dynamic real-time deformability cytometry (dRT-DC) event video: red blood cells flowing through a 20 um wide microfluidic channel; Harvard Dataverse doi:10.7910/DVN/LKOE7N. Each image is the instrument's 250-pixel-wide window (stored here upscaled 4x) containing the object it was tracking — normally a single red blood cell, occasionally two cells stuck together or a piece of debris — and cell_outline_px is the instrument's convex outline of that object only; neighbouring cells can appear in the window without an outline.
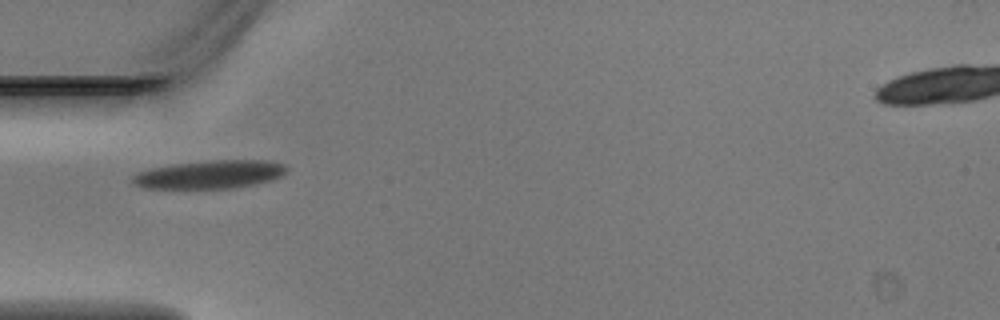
{"species": "Egyptian fruit bat (a non-hibernating species)", "species_latin": "Rousettus aegyptiacus", "temperature_condition": "warm", "stored_images_in_passage": 4, "camera_frame_rate_fps": 3000, "um_per_image_px": 0.085, "animal": {"sex": "male"}, "frame": {"image": 1, "passage_image": 4, "time_ms": 1.0, "image_size_px": [1000, 320], "cell_outline_px": [[288, 168], [280, 176], [272, 180], [256, 184], [236, 188], [144, 188], [132, 184], [132, 176], [140, 172], [152, 168], [172, 164], [212, 160], [268, 160], [284, 164]], "centroid_in_image_um": [17.85, 14.83], "position_along_channel_um": 67.2, "area_um2": 25.37}}